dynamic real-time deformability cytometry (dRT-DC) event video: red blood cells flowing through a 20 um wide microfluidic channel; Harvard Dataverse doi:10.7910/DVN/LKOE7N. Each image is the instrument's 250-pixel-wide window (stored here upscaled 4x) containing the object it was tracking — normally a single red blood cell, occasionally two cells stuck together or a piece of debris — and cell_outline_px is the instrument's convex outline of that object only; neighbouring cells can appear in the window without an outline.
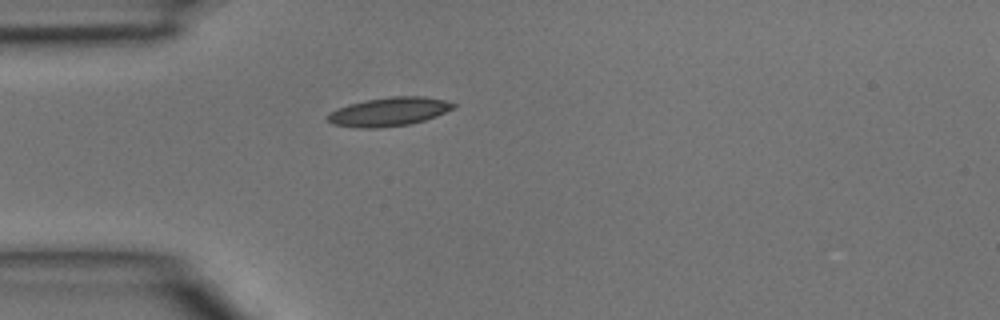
{"species": "common noctule bat (a hibernating species)", "species_latin": "Nyctalus noctula", "temperature_condition": "room temperature", "stored_images_in_passage": 1, "camera_frame_rate_fps": 3000, "um_per_image_px": 0.085, "animal": {"sex": "male", "body_mass_g": 15.6}, "frame": {"image": 1, "passage_image": 1, "time_ms": 0.0, "image_size_px": [1000, 320], "cell_outline_px": [[456, 108], [436, 116], [424, 120], [408, 124], [380, 128], [360, 128], [332, 124], [328, 120], [328, 112], [336, 108], [348, 104], [368, 100], [392, 96], [424, 96], [444, 100], [456, 104]], "centroid_in_image_um": [33.06, 9.49], "position_along_channel_um": 51.9, "area_um2": 21.04}}